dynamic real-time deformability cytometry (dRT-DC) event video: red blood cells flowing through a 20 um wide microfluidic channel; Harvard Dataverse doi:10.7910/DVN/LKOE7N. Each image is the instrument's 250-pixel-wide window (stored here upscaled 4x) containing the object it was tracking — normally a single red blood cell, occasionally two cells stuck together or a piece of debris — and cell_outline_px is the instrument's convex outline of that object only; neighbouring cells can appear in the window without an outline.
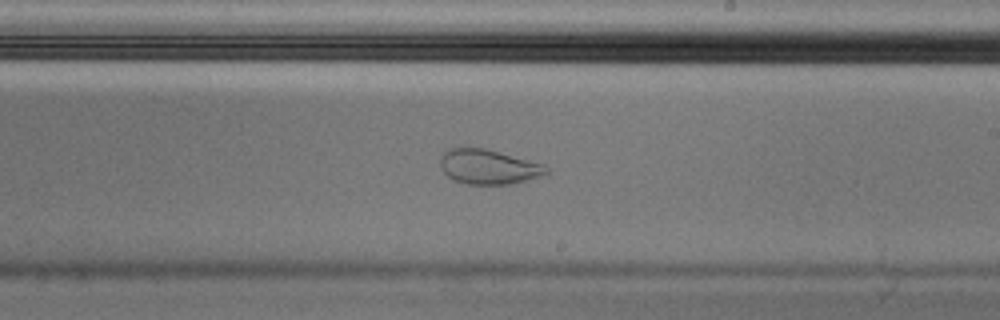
{"species": "Egyptian fruit bat (a non-hibernating species)", "species_latin": "Rousettus aegyptiacus", "temperature_condition": "cold", "stored_images_in_passage": 57, "camera_frame_rate_fps": 3000, "um_per_image_px": 0.085, "animal": {"sex": "male"}, "frame": {"image": 1, "passage_image": 33, "time_ms": 10.667, "image_size_px": [1000, 320], "cell_outline_px": [[548, 172], [544, 176], [508, 184], [468, 184], [456, 180], [448, 176], [440, 168], [440, 156], [448, 148], [484, 148], [544, 164], [548, 168]], "centroid_in_image_um": [41.52, 14.17], "position_along_channel_um": 247.5, "area_um2": 21.33}}